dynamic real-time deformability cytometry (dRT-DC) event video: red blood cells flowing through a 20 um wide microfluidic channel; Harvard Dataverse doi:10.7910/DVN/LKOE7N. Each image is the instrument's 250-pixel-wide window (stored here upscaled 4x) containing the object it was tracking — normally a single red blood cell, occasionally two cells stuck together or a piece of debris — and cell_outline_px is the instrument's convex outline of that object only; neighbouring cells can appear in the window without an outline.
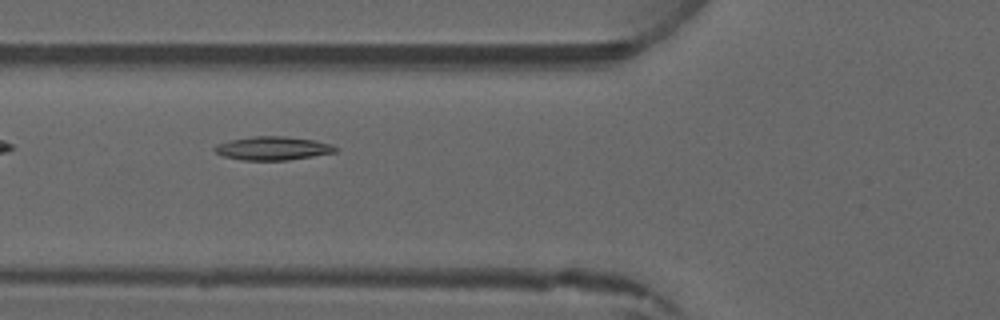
{"species": "common noctule bat (a hibernating species)", "species_latin": "Nyctalus noctula", "temperature_condition": "warm", "stored_images_in_passage": 6, "camera_frame_rate_fps": 3000, "um_per_image_px": 0.085, "animal": {"sex": "male", "forearm_length_mm": 52.5}, "frame": {"image": 1, "passage_image": 4, "time_ms": 3.667, "image_size_px": [1000, 320], "cell_outline_px": [[340, 148], [336, 152], [288, 160], [244, 160], [224, 156], [216, 152], [212, 148], [216, 144], [228, 140], [252, 136], [284, 136], [316, 140], [332, 144]], "centroid_in_image_um": [23.2, 12.59], "position_along_channel_um": 102.6, "area_um2": 16.7}}
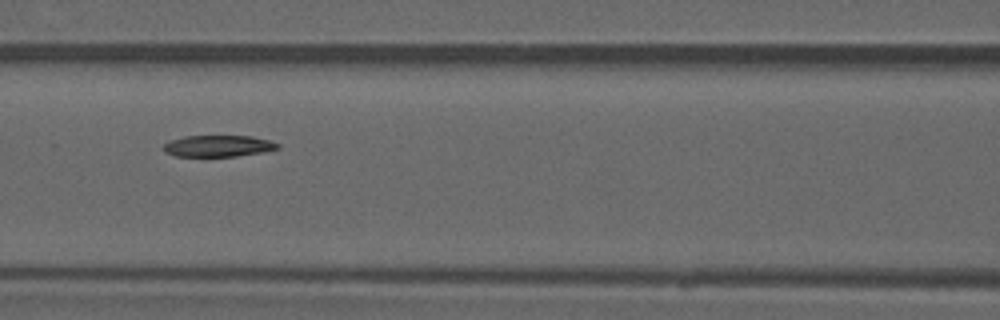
{"frame": {"image": 2, "passage_image": 5, "time_ms": 4.667, "image_size_px": [1000, 320], "cell_outline_px": [[280, 148], [260, 152], [236, 156], [176, 156], [164, 152], [164, 144], [168, 140], [184, 136], [252, 136], [268, 140], [280, 144]], "centroid_in_image_um": [18.51, 12.4], "position_along_channel_um": 148.1, "area_um2": 14.22}}
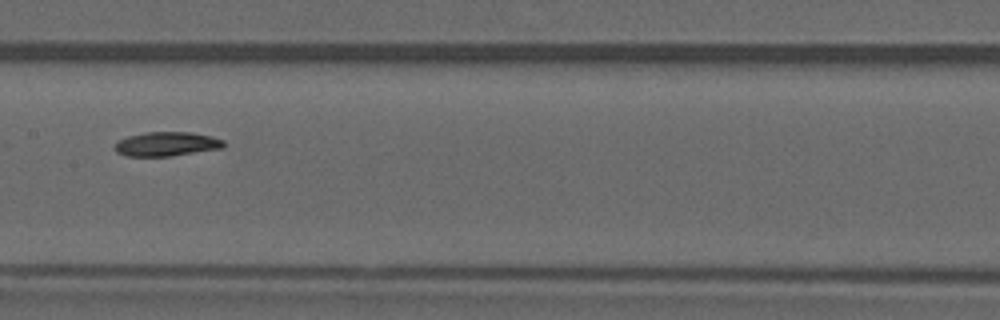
{"frame": {"image": 3, "passage_image": 6, "time_ms": 5.667, "image_size_px": [1000, 320], "cell_outline_px": [[224, 148], [168, 156], [128, 156], [116, 152], [112, 148], [112, 144], [128, 136], [144, 132], [192, 132], [212, 136], [224, 140]], "centroid_in_image_um": [14.14, 12.23], "position_along_channel_um": 193.3, "area_um2": 15.49}}